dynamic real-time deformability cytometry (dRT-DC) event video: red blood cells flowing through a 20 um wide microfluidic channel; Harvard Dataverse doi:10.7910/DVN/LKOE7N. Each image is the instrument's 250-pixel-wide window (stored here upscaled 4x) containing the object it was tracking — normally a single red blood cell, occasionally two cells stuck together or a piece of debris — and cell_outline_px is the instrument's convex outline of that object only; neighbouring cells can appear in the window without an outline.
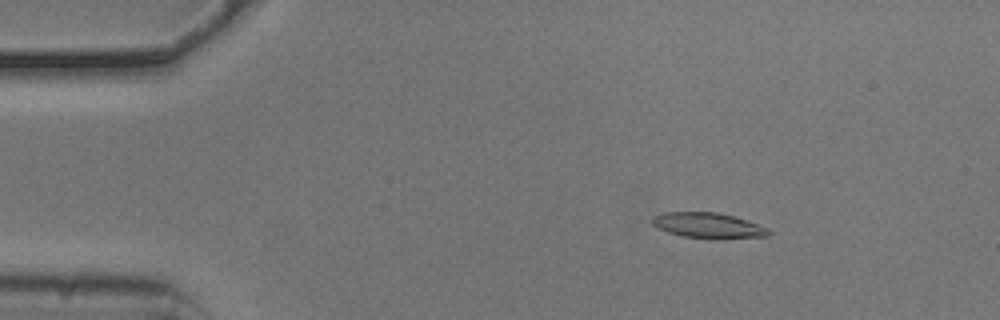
{"species": "common noctule bat (a hibernating species)", "species_latin": "Nyctalus noctula", "temperature_condition": "cold", "stored_images_in_passage": 21, "camera_frame_rate_fps": 3000, "um_per_image_px": 0.085, "animal": {"sex": "male", "body_mass_g": 20.5, "forearm_length_mm": 52.5}, "frame": {"image": 1, "passage_image": 8, "time_ms": 2.333, "image_size_px": [1000, 320], "cell_outline_px": [[772, 232], [768, 236], [684, 236], [668, 232], [652, 224], [652, 216], [664, 212], [716, 212], [732, 216], [768, 228]], "centroid_in_image_um": [60.11, 19.11], "position_along_channel_um": 24.9, "area_um2": 16.07}}
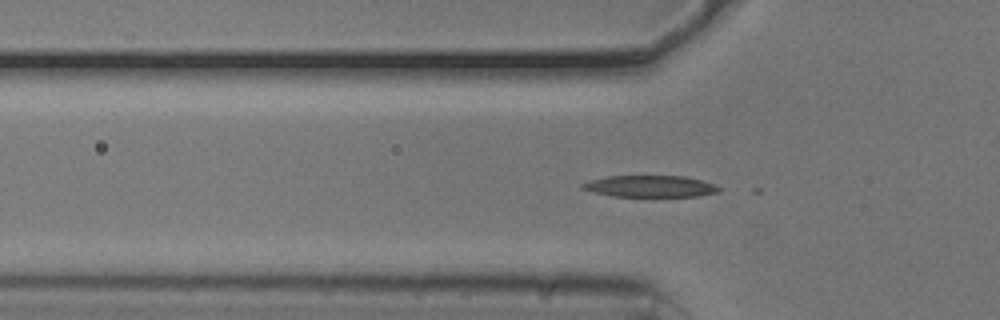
{"frame": {"image": 2, "passage_image": 17, "time_ms": 5.333, "image_size_px": [1000, 320], "cell_outline_px": [[720, 192], [700, 196], [612, 196], [592, 192], [580, 188], [580, 184], [588, 180], [608, 176], [684, 176], [700, 180], [712, 184], [720, 188]], "centroid_in_image_um": [55.21, 15.83], "position_along_channel_um": 70.6, "area_um2": 17.17}}